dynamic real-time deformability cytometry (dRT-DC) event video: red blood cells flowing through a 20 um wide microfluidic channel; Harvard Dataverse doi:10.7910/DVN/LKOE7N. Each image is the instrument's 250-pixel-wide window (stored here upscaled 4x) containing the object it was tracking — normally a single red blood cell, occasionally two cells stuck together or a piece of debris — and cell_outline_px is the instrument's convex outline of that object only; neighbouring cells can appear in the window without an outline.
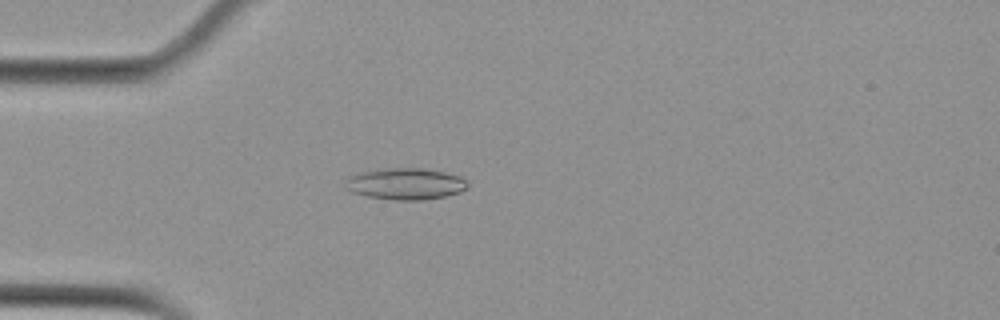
{"species": "Egyptian fruit bat (a non-hibernating species)", "species_latin": "Rousettus aegyptiacus", "temperature_condition": "cold", "stored_images_in_passage": 51, "camera_frame_rate_fps": 3000, "um_per_image_px": 0.085, "animal": {"sex": "female"}, "frame": {"image": 1, "passage_image": 15, "time_ms": 4.667, "image_size_px": [1000, 320], "cell_outline_px": [[468, 188], [460, 192], [444, 196], [424, 200], [396, 200], [368, 196], [352, 192], [344, 188], [348, 176], [364, 172], [384, 168], [424, 168], [444, 172], [460, 176], [468, 184]], "centroid_in_image_um": [34.47, 15.62], "position_along_channel_um": 50.5, "area_um2": 22.37}}
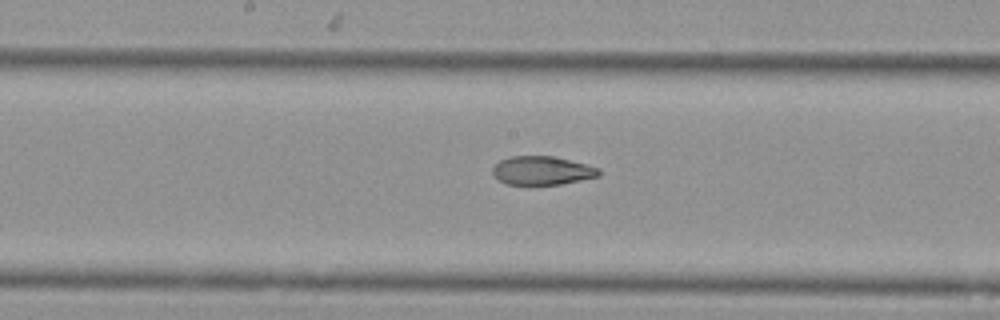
{"frame": {"image": 2, "passage_image": 28, "time_ms": 9.0, "image_size_px": [1000, 320], "cell_outline_px": [[600, 176], [560, 184], [504, 184], [492, 172], [492, 168], [500, 160], [512, 156], [556, 156], [600, 168]], "centroid_in_image_um": [46.1, 14.49], "position_along_channel_um": 202.1, "area_um2": 17.63}}
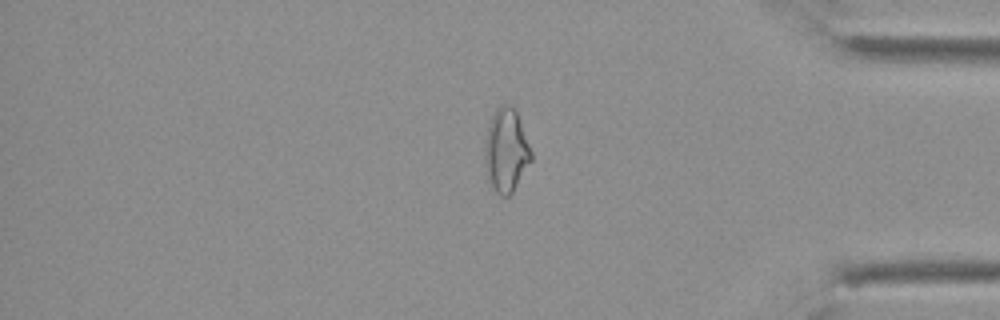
{"frame": {"image": 3, "passage_image": 45, "time_ms": 14.667, "image_size_px": [1000, 320], "cell_outline_px": [[532, 160], [512, 192], [508, 196], [500, 196], [488, 184], [484, 164], [484, 140], [488, 124], [492, 112], [500, 104], [508, 104], [516, 112], [532, 152]], "centroid_in_image_um": [42.97, 12.8], "position_along_channel_um": 392.2, "area_um2": 22.89}, "authors_computed_cell_mechanics": {"area_um2": 21.1548, "velocity_mm_per_s": 3.786, "shape_relaxation_time_tau1_ms": 10.8436, "shape_relaxation_time_tau2_ms": 3.8319, "deformation_change_tau1": 0.2371, "deformation_change_tau2": 0.1094}}